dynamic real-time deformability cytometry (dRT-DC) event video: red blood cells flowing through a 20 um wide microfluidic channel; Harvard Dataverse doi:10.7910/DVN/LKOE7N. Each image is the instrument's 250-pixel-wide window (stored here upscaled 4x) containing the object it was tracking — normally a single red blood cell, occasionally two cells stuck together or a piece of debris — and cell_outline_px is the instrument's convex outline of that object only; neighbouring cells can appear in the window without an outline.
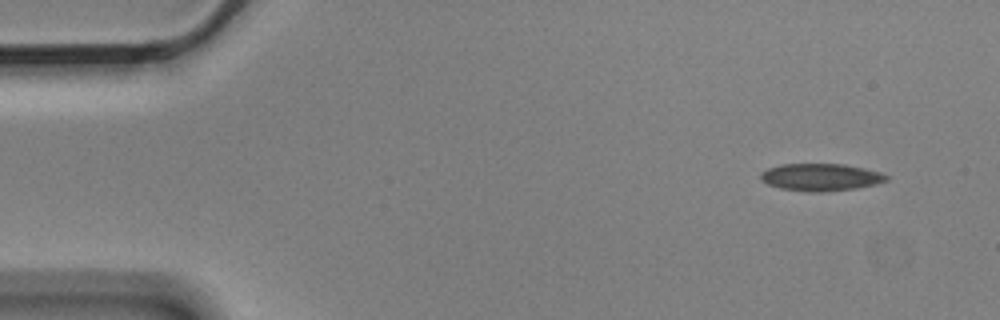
{"species": "Egyptian fruit bat (a non-hibernating species)", "species_latin": "Rousettus aegyptiacus", "temperature_condition": "cold", "stored_images_in_passage": 4, "camera_frame_rate_fps": 3000, "um_per_image_px": 0.085, "animal": {"sex": "male"}, "frame": {"image": 1, "passage_image": 1, "time_ms": 0.0, "image_size_px": [1000, 320], "cell_outline_px": [[888, 180], [856, 188], [820, 192], [808, 192], [780, 188], [768, 184], [760, 180], [760, 172], [768, 168], [780, 164], [844, 164], [864, 168], [880, 172], [888, 176]], "centroid_in_image_um": [69.71, 15.05], "position_along_channel_um": 15.3, "area_um2": 19.94}}
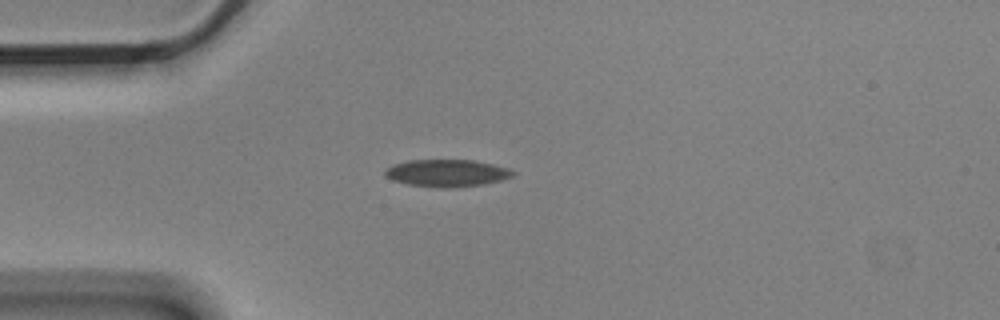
{"frame": {"image": 2, "passage_image": 4, "time_ms": 1.0, "image_size_px": [1000, 320], "cell_outline_px": [[516, 172], [512, 176], [500, 180], [484, 184], [456, 188], [440, 188], [408, 184], [392, 180], [384, 176], [384, 172], [392, 164], [408, 160], [476, 160], [508, 168]], "centroid_in_image_um": [37.97, 14.71], "position_along_channel_um": 47.0, "area_um2": 20.4}}